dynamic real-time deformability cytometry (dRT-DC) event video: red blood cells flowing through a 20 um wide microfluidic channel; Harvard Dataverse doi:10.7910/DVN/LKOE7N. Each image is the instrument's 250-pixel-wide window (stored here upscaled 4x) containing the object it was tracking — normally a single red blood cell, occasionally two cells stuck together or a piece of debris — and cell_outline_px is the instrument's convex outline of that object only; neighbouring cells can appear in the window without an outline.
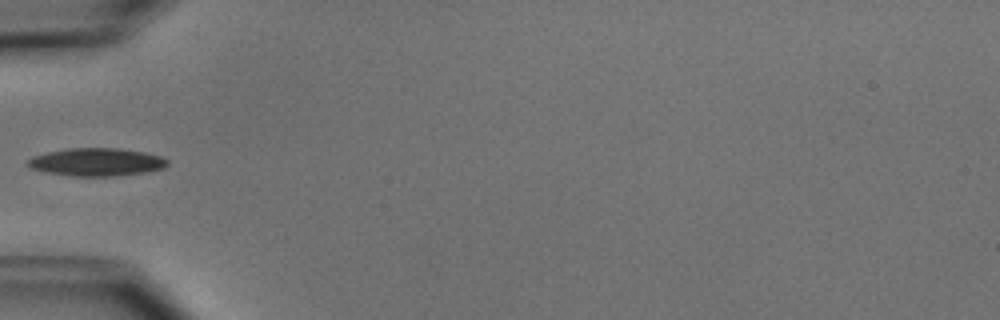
{"species": "common noctule bat (a hibernating species)", "species_latin": "Nyctalus noctula", "temperature_condition": "cold", "stored_images_in_passage": 3, "camera_frame_rate_fps": 3000, "um_per_image_px": 0.085, "animal": {"sex": "male", "body_mass_g": 15.6}, "frame": {"image": 1, "passage_image": 3, "time_ms": 3.333, "image_size_px": [1000, 320], "cell_outline_px": [[168, 164], [164, 168], [144, 172], [112, 176], [72, 176], [48, 172], [32, 168], [28, 164], [28, 160], [32, 156], [48, 152], [68, 148], [116, 148], [144, 152], [160, 156], [168, 160]], "centroid_in_image_um": [8.22, 13.77], "position_along_channel_um": 76.8, "area_um2": 22.43}}